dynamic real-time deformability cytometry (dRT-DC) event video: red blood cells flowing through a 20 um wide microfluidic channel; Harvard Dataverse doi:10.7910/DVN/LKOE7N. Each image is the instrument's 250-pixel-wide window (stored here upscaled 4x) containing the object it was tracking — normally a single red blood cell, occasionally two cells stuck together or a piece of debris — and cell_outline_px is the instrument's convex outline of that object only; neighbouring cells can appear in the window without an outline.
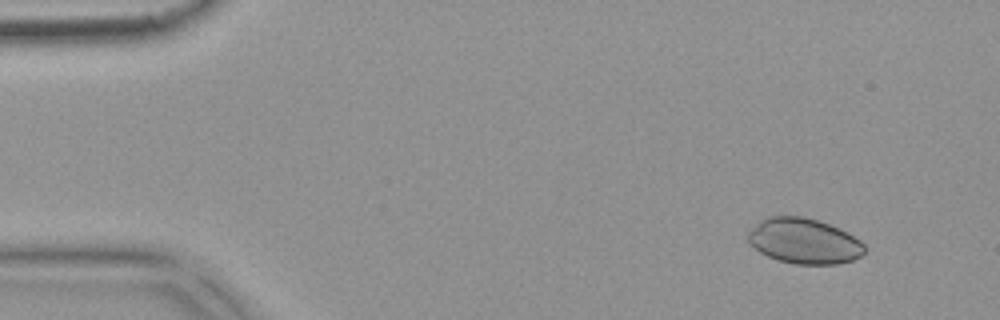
{"species": "common noctule bat (a hibernating species)", "species_latin": "Nyctalus noctula", "temperature_condition": "warm", "stored_images_in_passage": 54, "camera_frame_rate_fps": 3000, "um_per_image_px": 0.085, "animal": {"sex": "female", "body_mass_g": 18.4}, "frame": {"image": 1, "passage_image": 5, "time_ms": 1.333, "image_size_px": [1000, 320], "cell_outline_px": [[864, 252], [860, 256], [852, 260], [836, 264], [796, 264], [780, 260], [768, 256], [760, 252], [748, 240], [748, 232], [760, 220], [768, 216], [804, 216], [828, 224], [860, 240], [864, 244]], "centroid_in_image_um": [68.33, 20.49], "position_along_channel_um": 16.7, "area_um2": 30.35}}
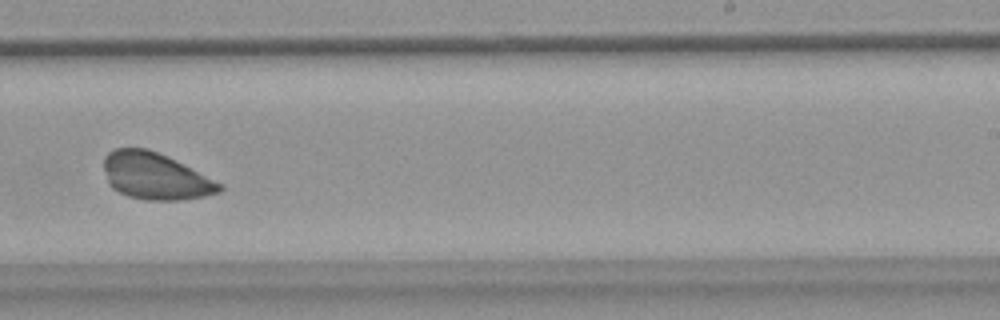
{"frame": {"image": 2, "passage_image": 34, "time_ms": 11.0, "image_size_px": [1000, 320], "cell_outline_px": [[224, 188], [220, 192], [204, 196], [180, 200], [144, 200], [128, 196], [112, 188], [108, 184], [104, 168], [104, 156], [108, 152], [116, 148], [148, 148], [176, 160], [224, 184]], "centroid_in_image_um": [13.21, 14.97], "position_along_channel_um": 275.8, "area_um2": 31.67}}
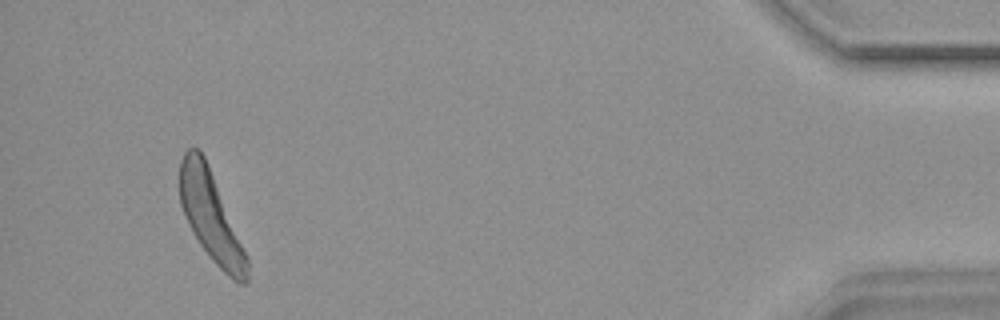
{"frame": {"image": 3, "passage_image": 51, "time_ms": 16.667, "image_size_px": [1000, 320], "cell_outline_px": [[248, 284], [240, 284], [232, 280], [212, 260], [200, 244], [192, 232], [188, 224], [180, 204], [180, 160], [184, 152], [188, 148], [200, 148], [208, 164], [248, 256]], "centroid_in_image_um": [17.93, 18.41], "position_along_channel_um": 417.3, "area_um2": 34.91}}